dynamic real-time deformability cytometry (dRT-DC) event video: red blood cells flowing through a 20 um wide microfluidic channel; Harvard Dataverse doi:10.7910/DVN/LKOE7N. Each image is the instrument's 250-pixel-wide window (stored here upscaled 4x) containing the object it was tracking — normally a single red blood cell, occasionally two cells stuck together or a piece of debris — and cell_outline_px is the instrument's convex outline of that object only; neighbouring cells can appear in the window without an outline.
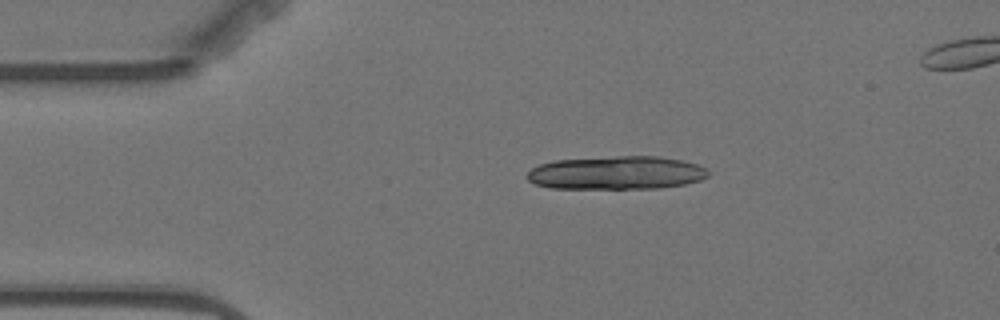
{"species": "Egyptian fruit bat (a non-hibernating species)", "species_latin": "Rousettus aegyptiacus", "temperature_condition": "warm", "stored_images_in_passage": 2, "camera_frame_rate_fps": 3000, "um_per_image_px": 0.085, "animal": {"sex": "female"}, "frame": {"image": 1, "passage_image": 1, "time_ms": 0.0, "image_size_px": [1000, 320], "cell_outline_px": [[708, 176], [700, 180], [684, 184], [660, 188], [552, 188], [536, 184], [528, 180], [524, 176], [532, 168], [540, 164], [552, 160], [616, 156], [656, 156], [680, 160], [696, 164], [708, 168]], "centroid_in_image_um": [52.38, 14.68], "position_along_channel_um": 32.6, "area_um2": 35.2}}